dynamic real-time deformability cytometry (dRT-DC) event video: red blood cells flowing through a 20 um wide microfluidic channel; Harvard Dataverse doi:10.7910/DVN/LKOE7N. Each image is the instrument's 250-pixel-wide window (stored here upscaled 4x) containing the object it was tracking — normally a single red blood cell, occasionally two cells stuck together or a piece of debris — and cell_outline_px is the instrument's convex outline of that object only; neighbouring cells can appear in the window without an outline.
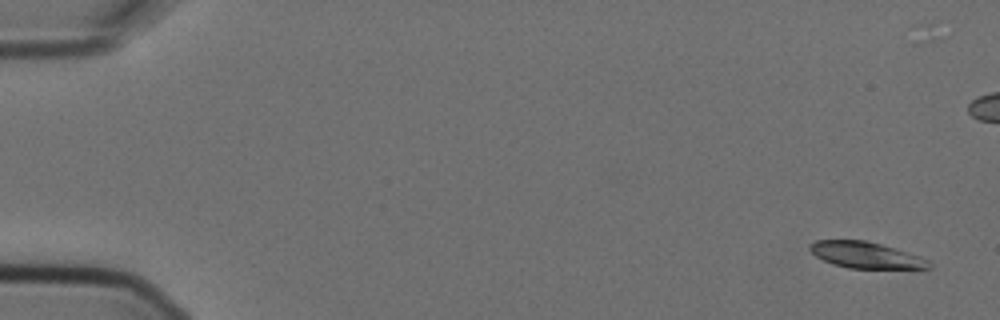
{"species": "Egyptian fruit bat (a non-hibernating species)", "species_latin": "Rousettus aegyptiacus", "temperature_condition": "cold", "stored_images_in_passage": 6, "camera_frame_rate_fps": 3000, "um_per_image_px": 0.085, "animal": {"sex": "female"}, "frame": {"image": 1, "passage_image": 1, "time_ms": 0.0, "image_size_px": [1000, 320], "cell_outline_px": [[932, 268], [848, 268], [832, 264], [816, 256], [808, 248], [816, 240], [868, 240], [920, 256], [928, 260], [932, 264]], "centroid_in_image_um": [73.6, 21.68], "position_along_channel_um": 11.4, "area_um2": 18.09}}
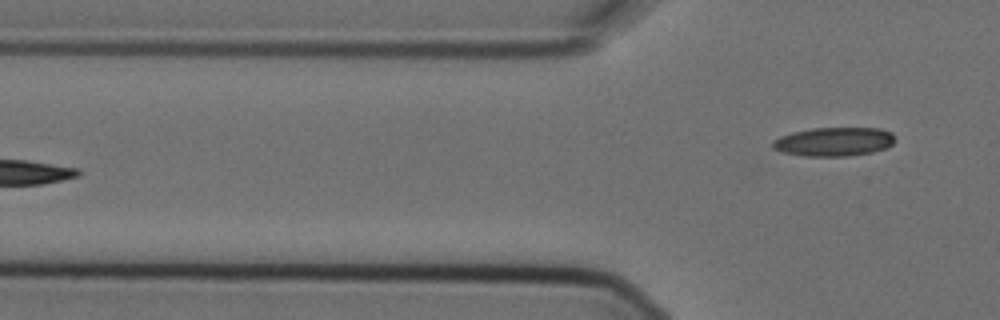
{"frame": {"image": 2, "passage_image": 6, "time_ms": 1.667, "image_size_px": [1000, 320], "cell_outline_px": [[896, 140], [892, 144], [884, 148], [872, 152], [848, 156], [804, 156], [780, 152], [772, 148], [772, 140], [780, 136], [792, 132], [812, 128], [880, 128], [892, 132]], "centroid_in_image_um": [70.86, 12.04], "position_along_channel_um": 54.9, "area_um2": 20.75}}